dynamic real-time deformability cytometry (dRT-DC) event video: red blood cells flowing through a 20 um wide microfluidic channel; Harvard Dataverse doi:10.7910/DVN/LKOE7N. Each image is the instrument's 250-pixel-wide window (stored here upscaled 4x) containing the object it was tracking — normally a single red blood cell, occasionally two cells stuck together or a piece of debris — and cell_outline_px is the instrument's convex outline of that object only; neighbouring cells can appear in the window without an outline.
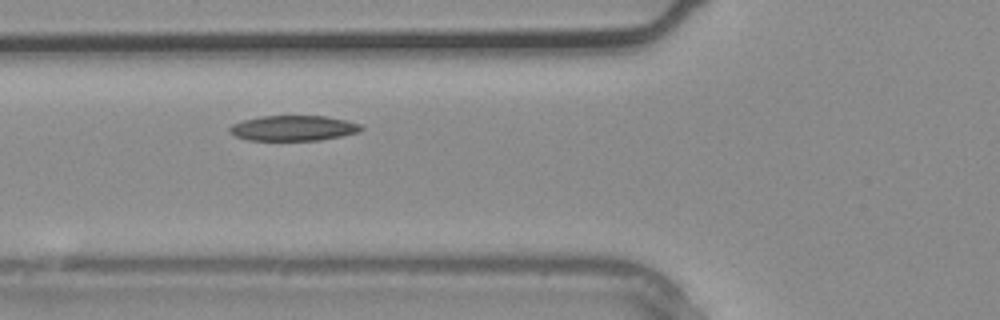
{"species": "common noctule bat (a hibernating species)", "species_latin": "Nyctalus noctula", "temperature_condition": "warm", "stored_images_in_passage": 2, "camera_frame_rate_fps": 3000, "um_per_image_px": 0.085, "animal": {"sex": "male", "body_mass_g": 20.4}, "frame": {"image": 1, "passage_image": 2, "time_ms": 0.333, "image_size_px": [1000, 320], "cell_outline_px": [[364, 128], [360, 132], [320, 140], [248, 140], [236, 136], [228, 132], [228, 128], [232, 124], [244, 120], [260, 116], [328, 116], [360, 124]], "centroid_in_image_um": [24.92, 10.89], "position_along_channel_um": 100.9, "area_um2": 19.36}}